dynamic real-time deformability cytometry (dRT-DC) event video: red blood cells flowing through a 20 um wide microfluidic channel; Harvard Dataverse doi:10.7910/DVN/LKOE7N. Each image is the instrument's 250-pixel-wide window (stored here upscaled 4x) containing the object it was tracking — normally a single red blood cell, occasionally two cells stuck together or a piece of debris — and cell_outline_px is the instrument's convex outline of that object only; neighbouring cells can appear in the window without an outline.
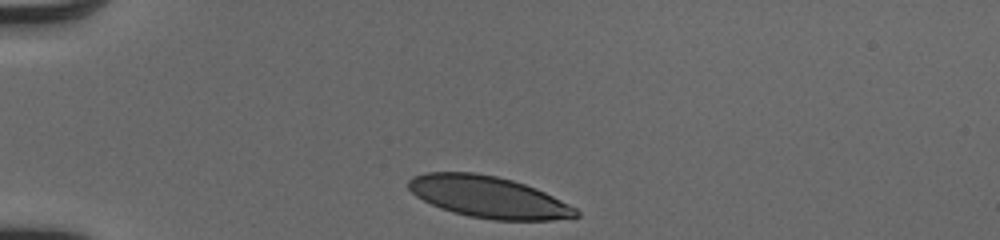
{"species": "human", "species_latin": "Homo sapiens", "temperature_condition": "cold", "stored_images_in_passage": 32, "camera_frame_rate_fps": 3000, "um_per_image_px": 0.085, "donor": {"sex": "male"}, "frame": {"image": 1, "passage_image": 1, "time_ms": 0.0, "image_size_px": [1000, 240], "cell_outline_px": [[580, 216], [552, 220], [492, 220], [468, 216], [452, 212], [440, 208], [416, 196], [408, 188], [408, 180], [412, 176], [424, 172], [476, 172], [496, 176], [512, 180], [536, 188], [576, 208], [580, 212]], "centroid_in_image_um": [41.5, 16.74], "position_along_channel_um": 43.5, "area_um2": 40.58}}
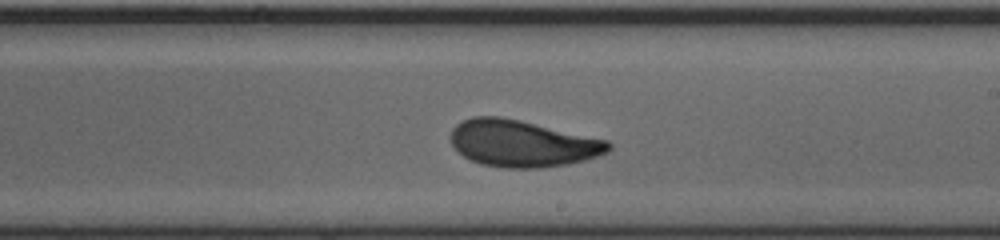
{"frame": {"image": 2, "passage_image": 19, "time_ms": 6.0, "image_size_px": [1000, 240], "cell_outline_px": [[612, 148], [608, 152], [584, 160], [568, 164], [544, 168], [504, 168], [480, 164], [464, 156], [452, 144], [452, 128], [456, 124], [472, 116], [500, 116], [520, 120], [608, 140], [612, 144]], "centroid_in_image_um": [44.42, 12.2], "position_along_channel_um": 244.6, "area_um2": 42.95}}
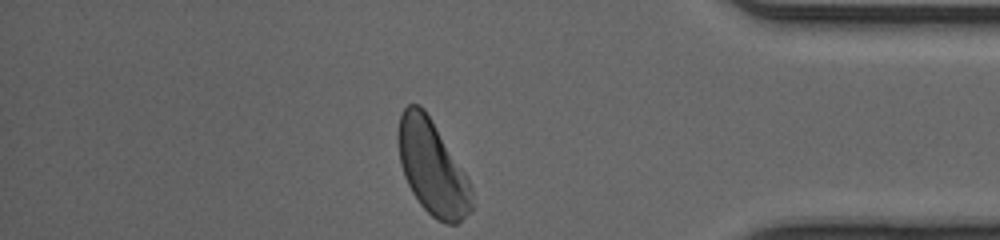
{"frame": {"image": 3, "passage_image": 32, "time_ms": 10.333, "image_size_px": [1000, 240], "cell_outline_px": [[472, 208], [456, 224], [444, 224], [436, 220], [420, 204], [412, 192], [404, 176], [400, 164], [396, 136], [396, 132], [400, 116], [404, 108], [408, 104], [420, 104], [424, 108], [468, 176], [472, 188]], "centroid_in_image_um": [36.72, 14.23], "position_along_channel_um": 398.5, "area_um2": 40.69}, "authors_computed_cell_mechanics": {"area_um2": 42.3385, "velocity_mm_per_s": 4.0703, "shape_relaxation_time_tau1_ms": 2.7893, "shape_relaxation_time_tau2_ms": 1.1624, "deformation_change_tau1": 0.1316, "deformation_change_tau2": 0.0623}}